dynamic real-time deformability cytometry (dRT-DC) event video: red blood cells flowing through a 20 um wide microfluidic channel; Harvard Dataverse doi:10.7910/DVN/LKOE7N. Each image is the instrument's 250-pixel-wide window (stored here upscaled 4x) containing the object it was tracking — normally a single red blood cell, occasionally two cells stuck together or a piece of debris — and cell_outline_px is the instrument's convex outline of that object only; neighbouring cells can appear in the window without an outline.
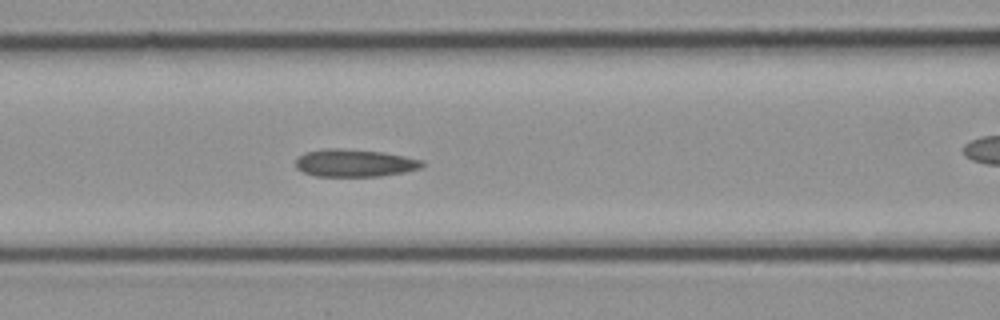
{"species": "common noctule bat (a hibernating species)", "species_latin": "Nyctalus noctula", "temperature_condition": "cold", "stored_images_in_passage": 11, "camera_frame_rate_fps": 3000, "um_per_image_px": 0.085, "animal": {"sex": "female", "body_mass_g": 21.9}, "frame": {"image": 1, "passage_image": 8, "time_ms": 2.333, "image_size_px": [1000, 320], "cell_outline_px": [[424, 164], [420, 168], [404, 172], [380, 176], [316, 176], [304, 172], [296, 168], [296, 160], [304, 152], [328, 148], [344, 148], [384, 152], [424, 160]], "centroid_in_image_um": [30.15, 13.85], "position_along_channel_um": 136.5, "area_um2": 20.35}}
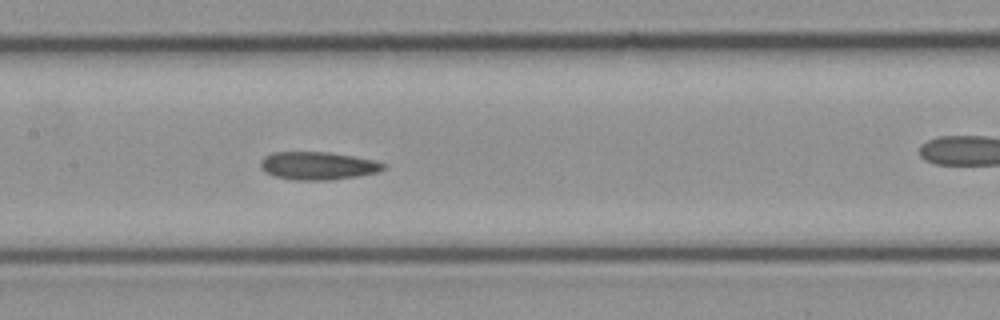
{"frame": {"image": 2, "passage_image": 10, "time_ms": 3.0, "image_size_px": [1000, 320], "cell_outline_px": [[388, 164], [380, 172], [332, 180], [292, 180], [272, 176], [264, 172], [260, 168], [260, 160], [264, 156], [272, 152], [328, 152], [376, 160]], "centroid_in_image_um": [27.0, 14.09], "position_along_channel_um": 180.4, "area_um2": 20.35}}